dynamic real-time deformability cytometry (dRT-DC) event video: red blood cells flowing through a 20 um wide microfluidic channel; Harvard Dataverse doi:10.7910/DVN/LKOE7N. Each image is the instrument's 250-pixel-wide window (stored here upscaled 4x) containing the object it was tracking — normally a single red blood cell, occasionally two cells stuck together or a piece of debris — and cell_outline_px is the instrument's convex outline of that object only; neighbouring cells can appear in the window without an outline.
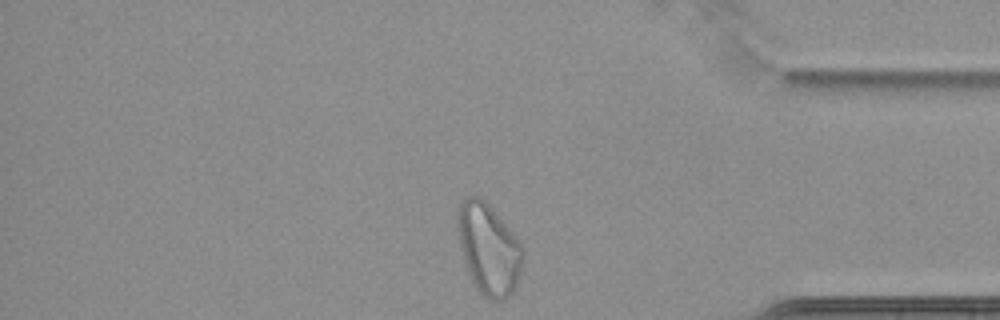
{"species": "common noctule bat (a hibernating species)", "species_latin": "Nyctalus noctula", "temperature_condition": "cold", "stored_images_in_passage": 39, "camera_frame_rate_fps": 3000, "um_per_image_px": 0.085, "animal": {"sex": "female", "body_mass_g": 22.7, "forearm_length_mm": 54.2}, "frame": {"image": 1, "passage_image": 39, "time_ms": 12.667, "image_size_px": [1000, 320], "cell_outline_px": [[524, 256], [520, 276], [512, 292], [504, 300], [492, 300], [484, 296], [472, 284], [460, 248], [456, 228], [456, 208], [468, 196], [480, 196], [492, 208], [512, 232], [524, 248]], "centroid_in_image_um": [41.51, 21.16], "position_along_channel_um": 393.7, "area_um2": 34.91}, "authors_computed_cell_mechanics": {"area_um2": 25.9522, "velocity_mm_per_s": 3.4064, "shape_relaxation_time_tau1_ms": null, "shape_relaxation_time_tau2_ms": 2.9209, "deformation_change_tau1": null, "deformation_change_tau2": 0.0733}}